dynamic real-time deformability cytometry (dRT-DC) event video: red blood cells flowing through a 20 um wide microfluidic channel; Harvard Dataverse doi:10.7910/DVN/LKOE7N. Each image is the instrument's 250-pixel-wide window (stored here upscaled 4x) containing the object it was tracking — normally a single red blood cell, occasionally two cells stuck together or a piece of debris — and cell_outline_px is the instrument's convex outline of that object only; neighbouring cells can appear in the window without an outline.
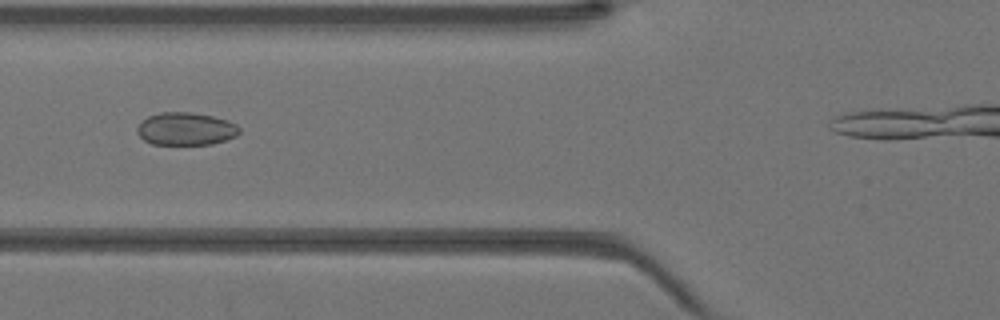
{"species": "Egyptian fruit bat (a non-hibernating species)", "species_latin": "Rousettus aegyptiacus", "temperature_condition": "warm", "stored_images_in_passage": 33, "camera_frame_rate_fps": 3000, "um_per_image_px": 0.085, "animal": {"sex": "female"}, "frame": {"image": 1, "passage_image": 14, "time_ms": 4.333, "image_size_px": [1000, 320], "cell_outline_px": [[240, 132], [236, 136], [212, 144], [152, 144], [144, 140], [136, 132], [136, 128], [148, 116], [160, 112], [188, 112], [212, 116], [228, 120], [236, 124], [240, 128]], "centroid_in_image_um": [15.8, 10.95], "position_along_channel_um": 110.0, "area_um2": 19.42}}
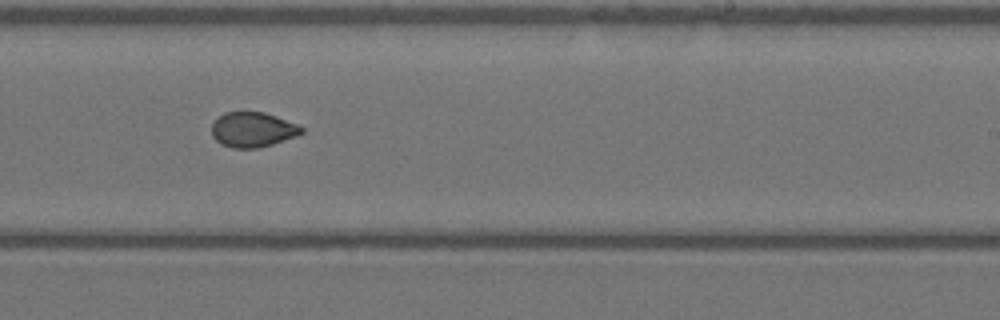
{"frame": {"image": 2, "passage_image": 24, "time_ms": 7.667, "image_size_px": [1000, 320], "cell_outline_px": [[304, 132], [296, 136], [272, 144], [256, 148], [232, 148], [220, 144], [212, 136], [212, 124], [224, 112], [264, 112], [276, 116], [296, 124], [304, 128]], "centroid_in_image_um": [21.47, 11.02], "position_along_channel_um": 267.5, "area_um2": 18.21}}
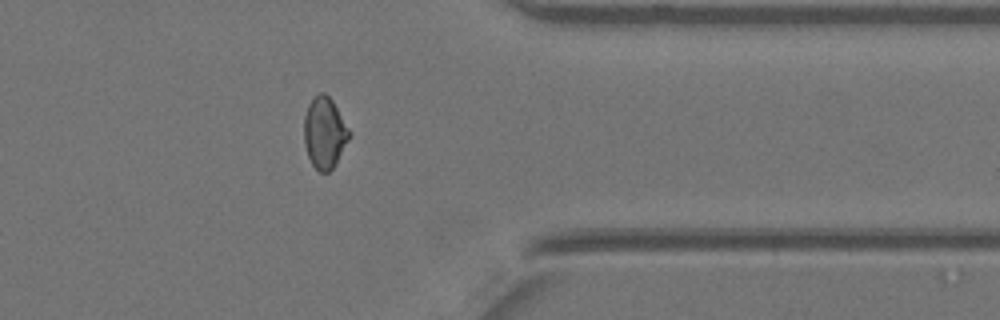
{"frame": {"image": 3, "passage_image": 32, "time_ms": 10.333, "image_size_px": [1000, 320], "cell_outline_px": [[352, 136], [332, 168], [328, 172], [320, 172], [312, 164], [308, 156], [304, 144], [304, 116], [308, 104], [320, 92], [324, 92], [332, 100], [352, 132]], "centroid_in_image_um": [27.6, 11.28], "position_along_channel_um": 383.8, "area_um2": 18.84}}